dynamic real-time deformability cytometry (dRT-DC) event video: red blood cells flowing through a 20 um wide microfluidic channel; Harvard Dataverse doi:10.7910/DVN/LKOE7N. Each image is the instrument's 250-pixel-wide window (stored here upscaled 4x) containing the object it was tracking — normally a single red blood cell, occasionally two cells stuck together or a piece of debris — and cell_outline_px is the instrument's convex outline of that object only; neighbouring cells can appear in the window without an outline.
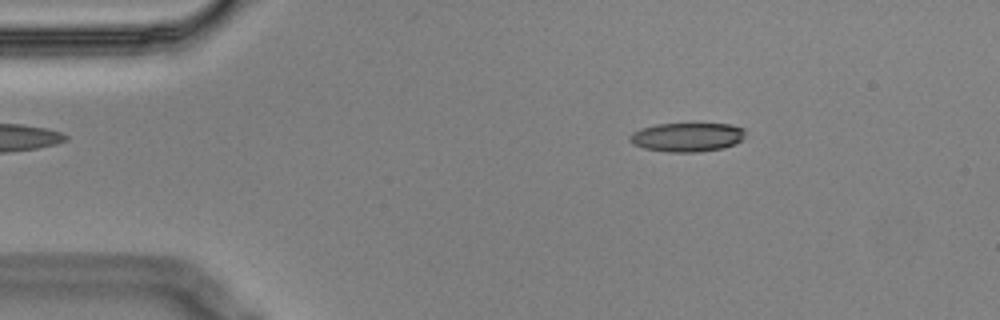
{"species": "Egyptian fruit bat (a non-hibernating species)", "species_latin": "Rousettus aegyptiacus", "temperature_condition": "cold", "stored_images_in_passage": 4, "camera_frame_rate_fps": 3000, "um_per_image_px": 0.085, "animal": {"sex": "male"}, "frame": {"image": 1, "passage_image": 2, "time_ms": 0.333, "image_size_px": [1000, 320], "cell_outline_px": [[744, 140], [736, 144], [724, 148], [696, 152], [668, 152], [644, 148], [632, 144], [628, 140], [628, 136], [632, 132], [640, 128], [656, 124], [732, 124], [744, 128]], "centroid_in_image_um": [58.4, 11.66], "position_along_channel_um": 26.6, "area_um2": 19.77}}